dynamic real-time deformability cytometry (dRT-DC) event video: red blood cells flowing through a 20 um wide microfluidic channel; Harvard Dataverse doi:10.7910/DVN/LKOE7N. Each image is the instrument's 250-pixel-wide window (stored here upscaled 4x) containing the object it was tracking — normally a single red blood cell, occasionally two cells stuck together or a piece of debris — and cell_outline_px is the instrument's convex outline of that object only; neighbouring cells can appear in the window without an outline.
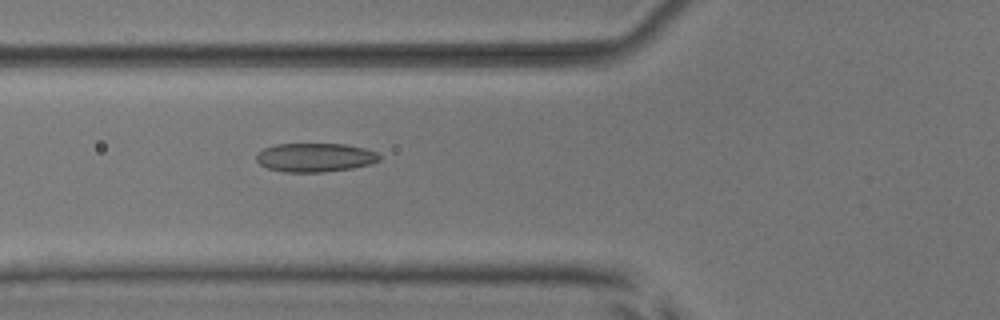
{"species": "common noctule bat (a hibernating species)", "species_latin": "Nyctalus noctula", "temperature_condition": "room temperature", "stored_images_in_passage": 53, "camera_frame_rate_fps": 3000, "um_per_image_px": 0.085, "animal": {"sex": "male", "body_mass_g": 17.9, "forearm_length_mm": 54.2}, "frame": {"image": 1, "passage_image": 20, "time_ms": 6.333, "image_size_px": [1000, 320], "cell_outline_px": [[380, 160], [372, 164], [352, 168], [324, 172], [284, 172], [268, 168], [260, 164], [256, 160], [256, 156], [264, 148], [276, 144], [344, 144], [364, 148], [376, 152], [380, 156]], "centroid_in_image_um": [26.8, 13.39], "position_along_channel_um": 99.0, "area_um2": 20.63}}
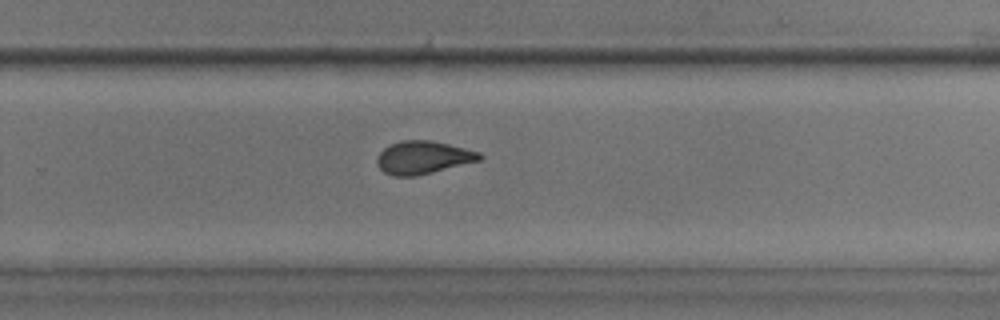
{"frame": {"image": 2, "passage_image": 35, "time_ms": 11.333, "image_size_px": [1000, 320], "cell_outline_px": [[484, 156], [480, 160], [416, 176], [392, 176], [384, 172], [376, 164], [376, 160], [380, 152], [384, 148], [400, 140], [428, 140], [448, 144], [480, 152]], "centroid_in_image_um": [35.94, 13.39], "position_along_channel_um": 293.9, "area_um2": 19.54}}
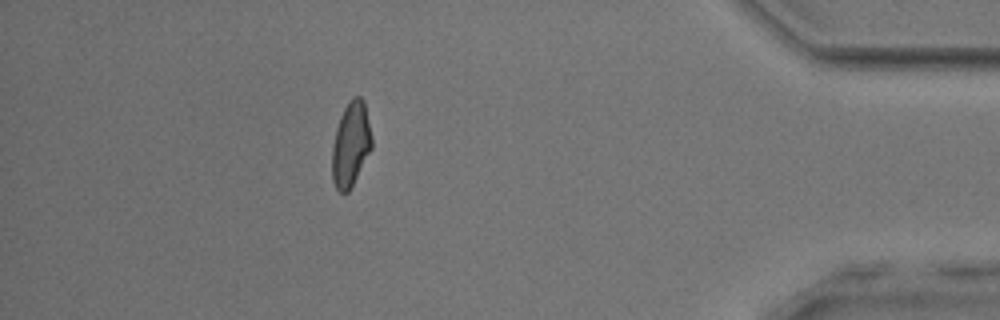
{"frame": {"image": 3, "passage_image": 47, "time_ms": 15.333, "image_size_px": [1000, 320], "cell_outline_px": [[372, 148], [348, 192], [340, 192], [336, 188], [332, 180], [332, 144], [336, 128], [340, 116], [348, 100], [352, 96], [360, 96], [364, 100], [372, 136]], "centroid_in_image_um": [29.81, 12.22], "position_along_channel_um": 405.4, "area_um2": 19.65}, "authors_computed_cell_mechanics": {"area_um2": 20.1722, "velocity_mm_per_s": 3.9016, "shape_relaxation_time_tau1_ms": 5.6372, "shape_relaxation_time_tau2_ms": 1.6332, "deformation_change_tau1": 0.165, "deformation_change_tau2": 0.0736}}